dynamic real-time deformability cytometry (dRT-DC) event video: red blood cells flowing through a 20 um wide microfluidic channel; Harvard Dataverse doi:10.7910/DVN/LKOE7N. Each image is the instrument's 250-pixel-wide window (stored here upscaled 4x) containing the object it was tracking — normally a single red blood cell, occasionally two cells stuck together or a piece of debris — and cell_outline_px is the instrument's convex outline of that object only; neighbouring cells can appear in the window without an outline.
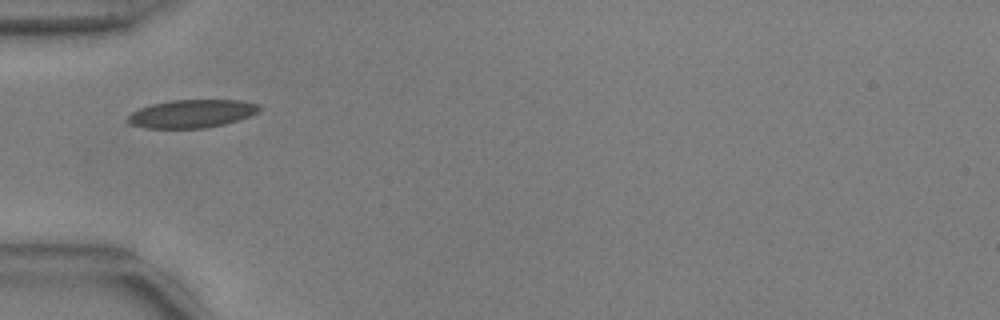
{"species": "common noctule bat (a hibernating species)", "species_latin": "Nyctalus noctula", "temperature_condition": "warm", "stored_images_in_passage": 16, "camera_frame_rate_fps": 3000, "um_per_image_px": 0.085, "animal": {"sex": "male", "body_mass_g": 17.9, "forearm_length_mm": 54.2}, "frame": {"image": 1, "passage_image": 1, "time_ms": 0.0, "image_size_px": [1000, 320], "cell_outline_px": [[260, 108], [256, 112], [248, 116], [224, 124], [208, 128], [148, 128], [128, 124], [124, 120], [132, 112], [140, 108], [152, 104], [172, 100], [240, 100], [260, 104]], "centroid_in_image_um": [16.25, 9.66], "position_along_channel_um": 68.7, "area_um2": 21.5}}
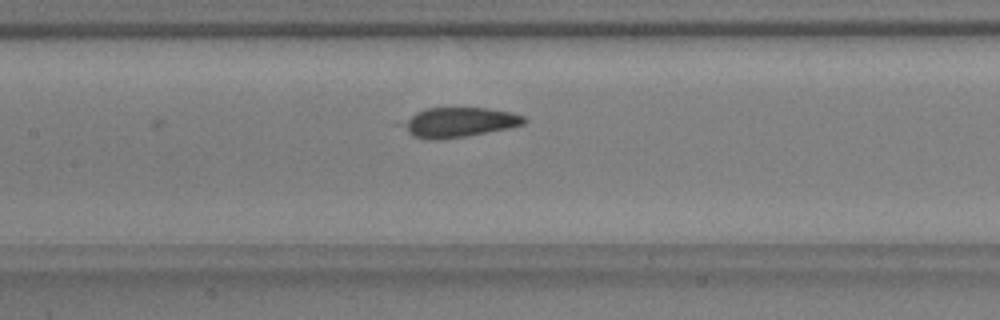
{"frame": {"image": 2, "passage_image": 9, "time_ms": 2.667, "image_size_px": [1000, 320], "cell_outline_px": [[528, 120], [524, 124], [512, 128], [468, 136], [440, 140], [432, 140], [412, 136], [392, 124], [424, 108], [488, 108], [512, 112], [524, 116]], "centroid_in_image_um": [38.91, 10.41], "position_along_channel_um": 168.5, "area_um2": 22.02}}